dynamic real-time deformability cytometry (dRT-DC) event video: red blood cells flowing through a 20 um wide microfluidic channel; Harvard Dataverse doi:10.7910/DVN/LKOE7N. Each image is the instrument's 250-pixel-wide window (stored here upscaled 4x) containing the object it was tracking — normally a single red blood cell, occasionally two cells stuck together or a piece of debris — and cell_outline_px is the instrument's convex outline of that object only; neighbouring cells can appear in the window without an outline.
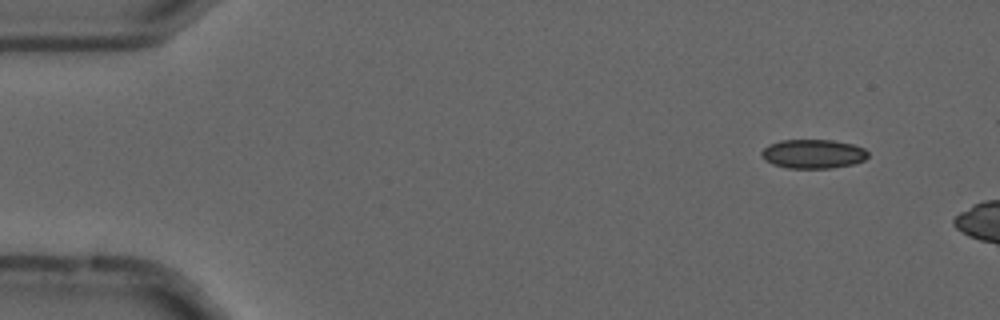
{"species": "common noctule bat (a hibernating species)", "species_latin": "Nyctalus noctula", "temperature_condition": "cold", "stored_images_in_passage": 10, "camera_frame_rate_fps": 3000, "um_per_image_px": 0.085, "animal": {"sex": "male", "forearm_length_mm": 52.5}, "frame": {"image": 1, "passage_image": 5, "time_ms": 1.333, "image_size_px": [1000, 320], "cell_outline_px": [[868, 156], [864, 160], [852, 164], [832, 168], [788, 168], [772, 164], [764, 160], [760, 156], [760, 152], [768, 144], [780, 140], [832, 140], [852, 144], [864, 148], [868, 152]], "centroid_in_image_um": [69.08, 13.08], "position_along_channel_um": 15.9, "area_um2": 18.15}}